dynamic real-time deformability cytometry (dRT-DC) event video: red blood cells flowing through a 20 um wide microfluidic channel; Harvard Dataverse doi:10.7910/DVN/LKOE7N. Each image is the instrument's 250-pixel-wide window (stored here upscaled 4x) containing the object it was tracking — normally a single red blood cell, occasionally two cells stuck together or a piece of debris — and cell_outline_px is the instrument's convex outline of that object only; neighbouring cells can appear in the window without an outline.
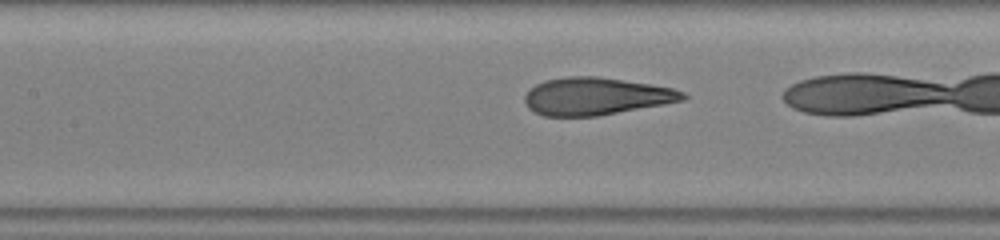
{"species": "human", "species_latin": "Homo sapiens", "temperature_condition": "warm", "stored_images_in_passage": 30, "camera_frame_rate_fps": 3000, "um_per_image_px": 0.085, "donor": {"sex": "male"}, "frame": {"image": 1, "passage_image": 18, "time_ms": 5.667, "image_size_px": [1000, 240], "cell_outline_px": [[688, 96], [684, 100], [664, 104], [596, 116], [544, 116], [528, 108], [524, 100], [524, 96], [536, 84], [544, 80], [568, 76], [596, 76], [648, 84], [672, 88], [684, 92]], "centroid_in_image_um": [50.64, 8.18], "position_along_channel_um": 156.8, "area_um2": 34.22}}
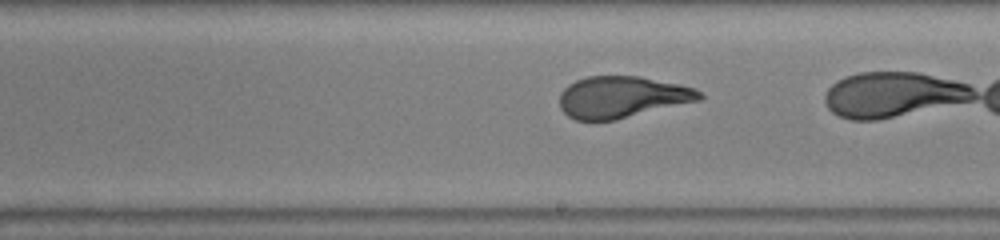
{"frame": {"image": 2, "passage_image": 24, "time_ms": 7.667, "image_size_px": [1000, 240], "cell_outline_px": [[704, 96], [700, 100], [616, 120], [576, 120], [568, 116], [560, 108], [560, 92], [568, 84], [576, 80], [588, 76], [636, 76], [696, 88]], "centroid_in_image_um": [52.84, 8.25], "position_along_channel_um": 236.2, "area_um2": 33.76}}